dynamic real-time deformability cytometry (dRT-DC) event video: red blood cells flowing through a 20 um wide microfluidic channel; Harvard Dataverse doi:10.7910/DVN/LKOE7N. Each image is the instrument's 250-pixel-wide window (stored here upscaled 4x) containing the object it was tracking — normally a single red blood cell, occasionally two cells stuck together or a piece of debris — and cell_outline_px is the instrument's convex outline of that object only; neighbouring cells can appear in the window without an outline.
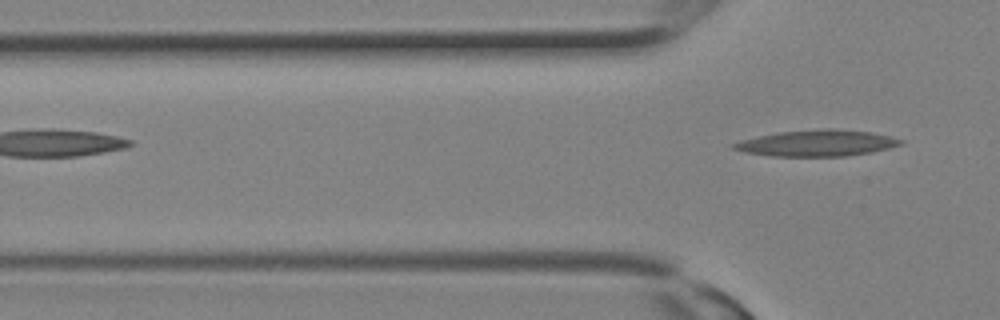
{"species": "Egyptian fruit bat (a non-hibernating species)", "species_latin": "Rousettus aegyptiacus", "temperature_condition": "room temperature", "stored_images_in_passage": 7, "segment_of_instrument_passage": [2, 2], "camera_frame_rate_fps": 3000, "um_per_image_px": 0.085, "animal": {"sex": "female"}, "frame": {"image": 1, "passage_image": 7, "time_ms": 2.0, "image_size_px": [1000, 320], "cell_outline_px": [[904, 144], [872, 152], [848, 156], [772, 156], [744, 152], [732, 148], [728, 144], [740, 140], [756, 136], [776, 132], [824, 128], [836, 128], [872, 132], [904, 140]], "centroid_in_image_um": [69.41, 12.15], "position_along_channel_um": 56.4, "area_um2": 25.89}}